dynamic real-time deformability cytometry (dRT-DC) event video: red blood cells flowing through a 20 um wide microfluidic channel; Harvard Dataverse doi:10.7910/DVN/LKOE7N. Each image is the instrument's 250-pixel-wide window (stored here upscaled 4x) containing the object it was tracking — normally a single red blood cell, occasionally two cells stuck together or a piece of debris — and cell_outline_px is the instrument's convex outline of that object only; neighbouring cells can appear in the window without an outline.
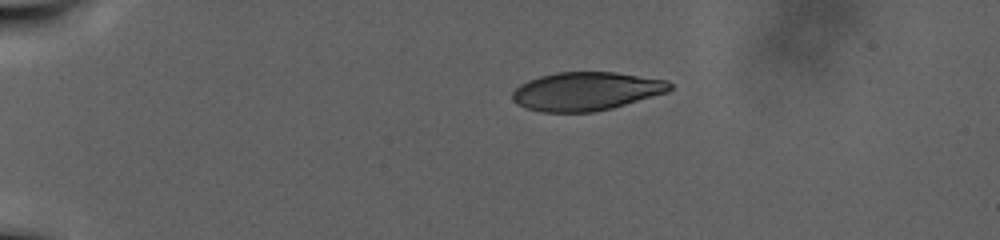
{"species": "human", "species_latin": "Homo sapiens", "temperature_condition": "warm", "stored_images_in_passage": 85, "camera_frame_rate_fps": 3000, "um_per_image_px": 0.085, "donor": {"sex": "male"}, "frame": {"image": 1, "passage_image": 1, "time_ms": 0.0, "image_size_px": [1000, 240], "cell_outline_px": [[672, 88], [668, 92], [624, 104], [592, 112], [540, 112], [516, 104], [512, 100], [512, 92], [520, 84], [528, 80], [540, 76], [556, 72], [616, 72], [668, 80], [672, 84]], "centroid_in_image_um": [49.8, 7.75], "position_along_channel_um": 35.2, "area_um2": 35.2}}
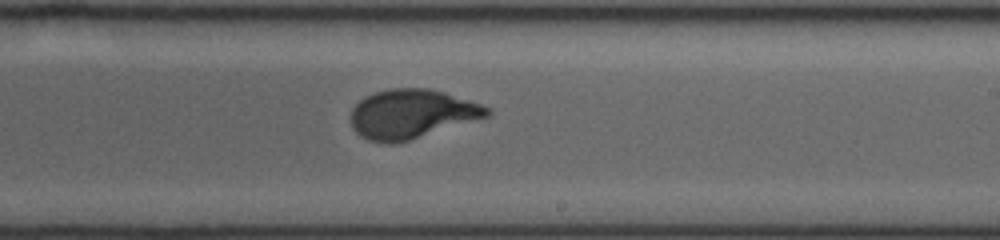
{"frame": {"image": 2, "passage_image": 46, "time_ms": 15.0, "image_size_px": [1000, 240], "cell_outline_px": [[492, 112], [488, 116], [408, 140], [392, 144], [384, 144], [368, 140], [360, 136], [352, 128], [352, 108], [360, 100], [376, 92], [392, 88], [428, 88], [444, 92], [492, 108]], "centroid_in_image_um": [34.98, 9.69], "position_along_channel_um": 254.0, "area_um2": 38.55}}
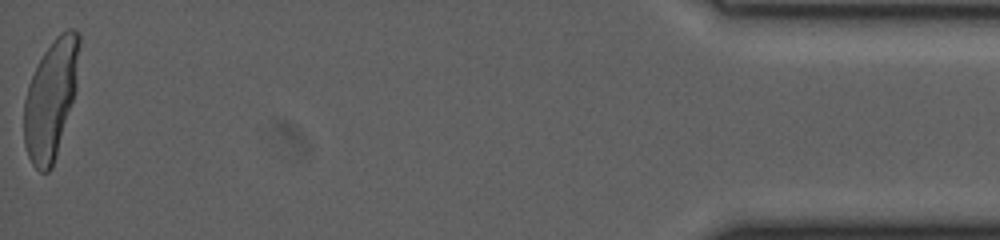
{"frame": {"image": 3, "passage_image": 85, "time_ms": 28.0, "image_size_px": [1000, 240], "cell_outline_px": [[80, 44], [76, 88], [56, 156], [52, 168], [48, 172], [40, 172], [32, 164], [28, 156], [24, 144], [24, 100], [28, 84], [44, 52], [56, 36], [60, 32], [68, 28], [72, 28], [80, 32]], "centroid_in_image_um": [4.32, 8.4], "position_along_channel_um": 430.9, "area_um2": 38.15}}